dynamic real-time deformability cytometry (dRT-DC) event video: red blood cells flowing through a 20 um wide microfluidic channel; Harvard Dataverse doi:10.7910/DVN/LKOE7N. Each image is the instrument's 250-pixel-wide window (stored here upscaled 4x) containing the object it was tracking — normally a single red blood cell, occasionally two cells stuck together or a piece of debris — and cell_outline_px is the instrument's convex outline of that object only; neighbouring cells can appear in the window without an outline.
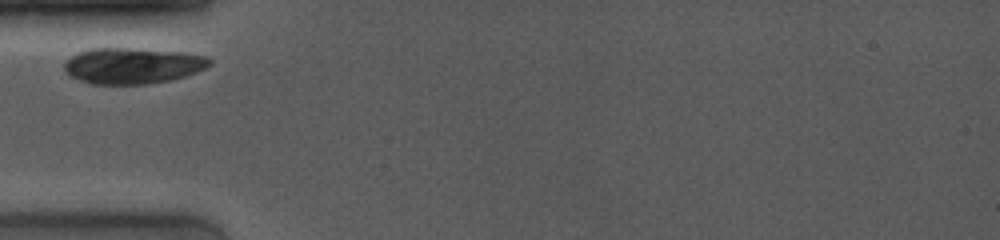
{"species": "common noctule bat (a hibernating species)", "species_latin": "Nyctalus noctula", "temperature_condition": "room temperature", "stored_images_in_passage": 3, "camera_frame_rate_fps": 4000, "um_per_image_px": 0.085, "animal": {"sex": "female", "body_mass_g": 19.0, "forearm_length_mm": 53.3}, "frame": {"image": 1, "passage_image": 1, "time_ms": 0.0, "image_size_px": [1000, 240], "cell_outline_px": [[212, 64], [196, 72], [184, 76], [168, 80], [144, 84], [92, 84], [68, 76], [64, 72], [64, 60], [76, 52], [88, 48], [128, 48], [184, 52], [204, 56], [212, 60]], "centroid_in_image_um": [11.19, 5.57], "position_along_channel_um": 73.8, "area_um2": 30.63}}
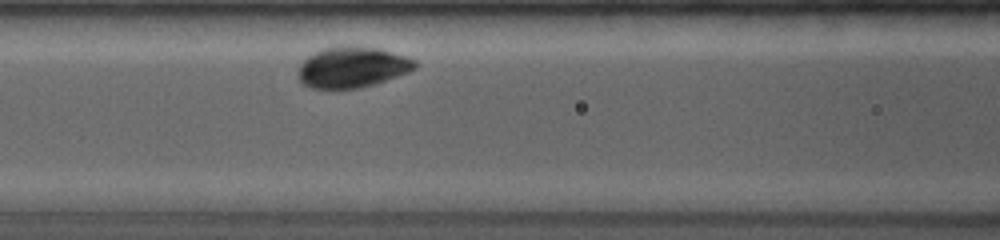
{"frame": {"image": 2, "passage_image": 3, "time_ms": 1.75, "image_size_px": [1000, 240], "cell_outline_px": [[416, 68], [408, 72], [360, 88], [312, 88], [304, 84], [296, 76], [300, 64], [308, 56], [324, 48], [340, 44], [360, 44], [380, 48], [408, 56], [416, 60]], "centroid_in_image_um": [29.94, 5.66], "position_along_channel_um": 136.7, "area_um2": 28.21}}